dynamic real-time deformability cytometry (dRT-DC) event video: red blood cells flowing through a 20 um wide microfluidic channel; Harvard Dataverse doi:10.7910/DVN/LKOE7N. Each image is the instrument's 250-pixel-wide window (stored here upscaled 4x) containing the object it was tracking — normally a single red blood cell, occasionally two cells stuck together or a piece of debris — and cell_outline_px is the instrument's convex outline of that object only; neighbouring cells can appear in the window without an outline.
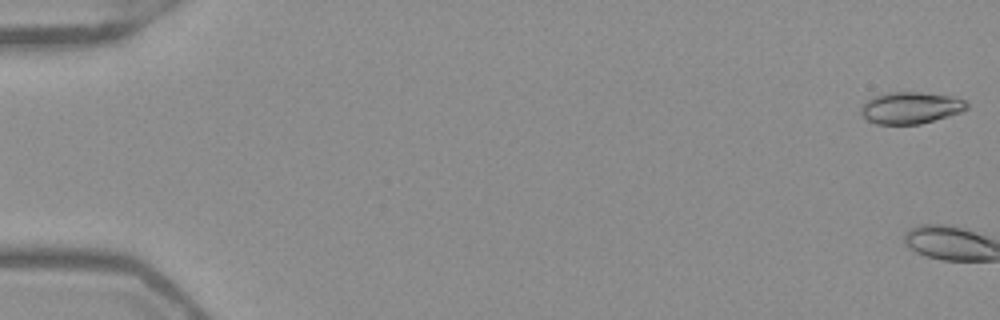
{"species": "Egyptian fruit bat (a non-hibernating species)", "species_latin": "Rousettus aegyptiacus", "temperature_condition": "warm", "stored_images_in_passage": 3, "camera_frame_rate_fps": 3000, "um_per_image_px": 0.085, "frame": {"image": 1, "passage_image": 1, "time_ms": 0.0, "image_size_px": [1000, 320], "cell_outline_px": [[968, 108], [964, 112], [920, 124], [876, 124], [868, 120], [860, 112], [860, 108], [864, 100], [872, 96], [888, 92], [920, 92], [952, 96], [964, 100], [968, 104]], "centroid_in_image_um": [77.4, 9.16], "position_along_channel_um": 7.6, "area_um2": 19.88}}